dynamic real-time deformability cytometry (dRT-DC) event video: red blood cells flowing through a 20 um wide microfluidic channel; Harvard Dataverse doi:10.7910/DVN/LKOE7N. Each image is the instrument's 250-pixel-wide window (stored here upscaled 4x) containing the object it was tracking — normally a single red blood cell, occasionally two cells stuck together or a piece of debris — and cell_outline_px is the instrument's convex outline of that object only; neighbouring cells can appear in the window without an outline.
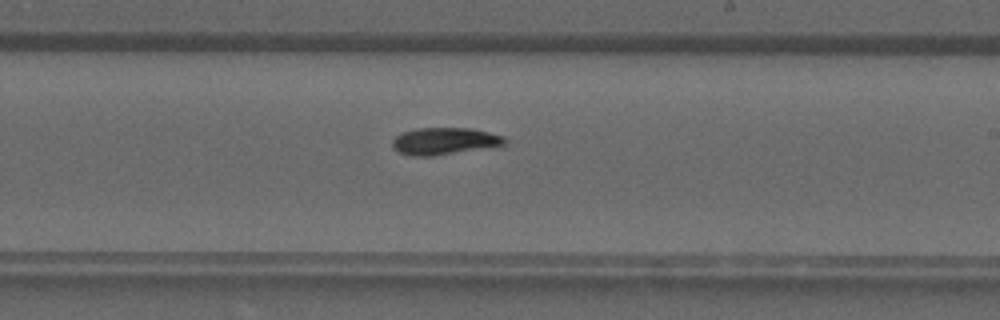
{"species": "common noctule bat (a hibernating species)", "species_latin": "Nyctalus noctula", "temperature_condition": "warm", "stored_images_in_passage": 20, "camera_frame_rate_fps": 3000, "um_per_image_px": 0.085, "animal": {"sex": "male", "forearm_length_mm": 52.5}, "frame": {"image": 1, "passage_image": 12, "time_ms": 3.667, "image_size_px": [1000, 320], "cell_outline_px": [[508, 140], [504, 144], [496, 148], [432, 156], [412, 156], [400, 152], [392, 148], [392, 140], [396, 136], [404, 132], [420, 128], [472, 128], [504, 136]], "centroid_in_image_um": [37.86, 12.01], "position_along_channel_um": 251.1, "area_um2": 18.03}}